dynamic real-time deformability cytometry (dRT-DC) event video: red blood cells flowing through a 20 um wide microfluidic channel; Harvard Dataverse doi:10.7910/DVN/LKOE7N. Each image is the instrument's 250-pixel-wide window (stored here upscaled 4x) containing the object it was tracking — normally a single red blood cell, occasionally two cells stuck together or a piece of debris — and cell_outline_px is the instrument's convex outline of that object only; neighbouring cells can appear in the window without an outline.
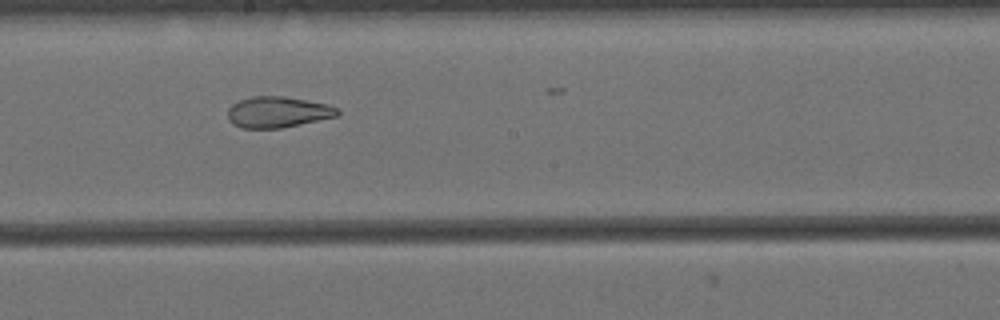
{"species": "Egyptian fruit bat (a non-hibernating species)", "species_latin": "Rousettus aegyptiacus", "temperature_condition": "cold", "stored_images_in_passage": 31, "camera_frame_rate_fps": 3000, "um_per_image_px": 0.085, "animal": {"sex": "female"}, "frame": {"image": 1, "passage_image": 18, "time_ms": 5.667, "image_size_px": [1000, 320], "cell_outline_px": [[340, 112], [336, 116], [300, 124], [280, 128], [240, 128], [232, 124], [228, 120], [228, 108], [232, 104], [240, 100], [252, 96], [284, 96], [328, 104], [336, 108]], "centroid_in_image_um": [23.56, 9.52], "position_along_channel_um": 224.6, "area_um2": 19.77}}
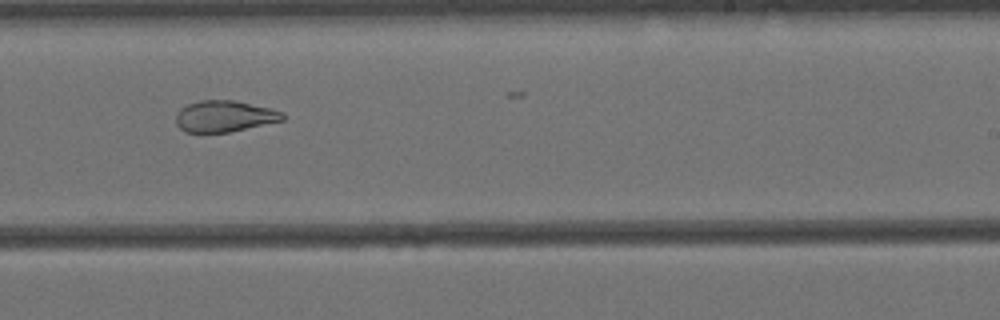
{"frame": {"image": 2, "passage_image": 22, "time_ms": 7.0, "image_size_px": [1000, 320], "cell_outline_px": [[284, 120], [228, 132], [184, 132], [176, 124], [176, 112], [180, 108], [188, 104], [200, 100], [236, 100], [284, 112]], "centroid_in_image_um": [19.05, 9.87], "position_along_channel_um": 270.0, "area_um2": 19.42}}